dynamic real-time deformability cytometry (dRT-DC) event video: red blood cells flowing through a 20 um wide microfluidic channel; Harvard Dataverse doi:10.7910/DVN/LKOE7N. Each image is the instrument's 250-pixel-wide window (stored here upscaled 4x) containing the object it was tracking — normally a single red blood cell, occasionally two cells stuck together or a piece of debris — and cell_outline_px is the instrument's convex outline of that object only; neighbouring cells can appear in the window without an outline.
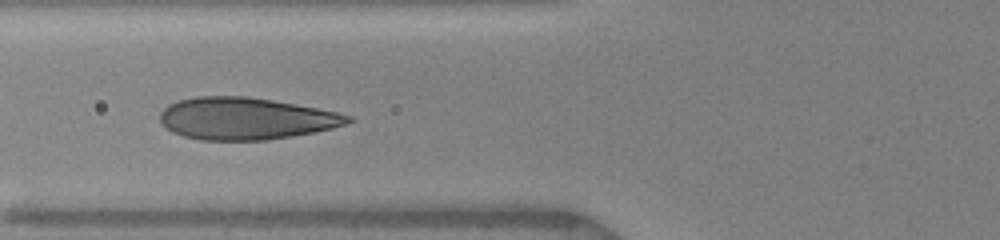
{"species": "human", "species_latin": "Homo sapiens", "temperature_condition": "warm", "stored_images_in_passage": 8, "camera_frame_rate_fps": 3000, "um_per_image_px": 0.085, "donor": {"sex": "female"}, "frame": {"image": 1, "passage_image": 7, "time_ms": 4.0, "image_size_px": [1000, 240], "cell_outline_px": [[352, 120], [344, 124], [332, 128], [292, 136], [264, 140], [200, 140], [184, 136], [172, 132], [160, 120], [160, 112], [168, 104], [180, 100], [196, 96], [248, 96], [272, 100], [316, 108], [336, 112], [352, 116]], "centroid_in_image_um": [20.85, 10.07], "position_along_channel_um": 104.9, "area_um2": 45.66}}